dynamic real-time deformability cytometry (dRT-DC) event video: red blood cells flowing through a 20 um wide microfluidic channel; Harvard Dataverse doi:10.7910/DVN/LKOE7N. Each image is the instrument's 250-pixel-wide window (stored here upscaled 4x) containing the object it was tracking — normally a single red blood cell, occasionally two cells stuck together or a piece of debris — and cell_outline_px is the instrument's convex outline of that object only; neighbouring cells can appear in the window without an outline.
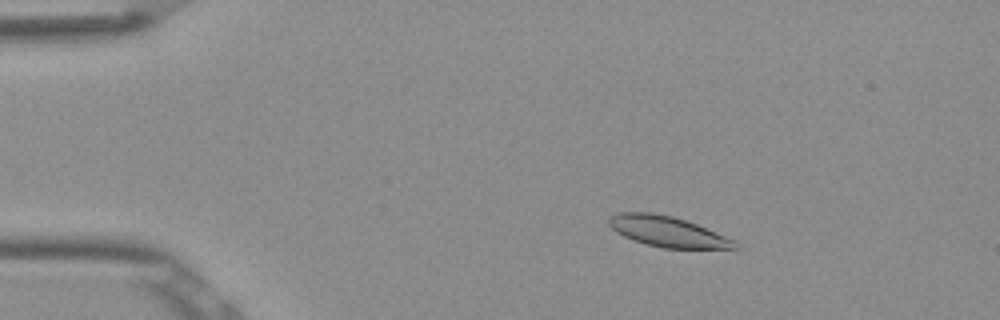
{"species": "Egyptian fruit bat (a non-hibernating species)", "species_latin": "Rousettus aegyptiacus", "temperature_condition": "room temperature", "stored_images_in_passage": 54, "camera_frame_rate_fps": 3000, "um_per_image_px": 0.085, "frame": {"image": 1, "passage_image": 10, "time_ms": 3.0, "image_size_px": [1000, 320], "cell_outline_px": [[740, 248], [664, 248], [648, 244], [624, 236], [616, 232], [608, 224], [608, 216], [616, 212], [652, 212], [672, 216], [696, 224], [736, 240]], "centroid_in_image_um": [56.72, 19.66], "position_along_channel_um": 28.3, "area_um2": 22.25}}
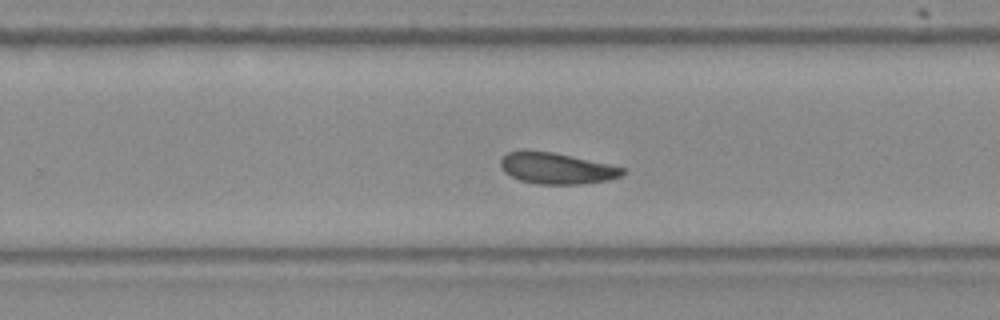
{"frame": {"image": 2, "passage_image": 35, "time_ms": 11.333, "image_size_px": [1000, 320], "cell_outline_px": [[628, 172], [620, 176], [608, 180], [580, 184], [536, 184], [520, 180], [504, 172], [500, 164], [500, 160], [508, 152], [524, 148], [552, 152], [608, 164], [624, 168]], "centroid_in_image_um": [47.27, 14.29], "position_along_channel_um": 282.5, "area_um2": 22.31}}
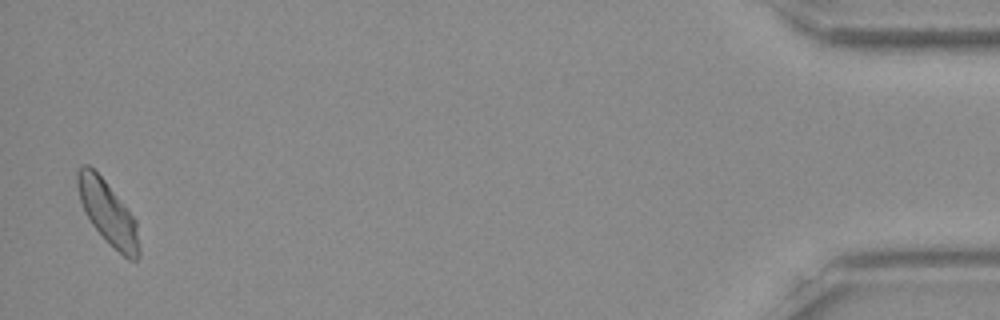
{"frame": {"image": 3, "passage_image": 53, "time_ms": 17.333, "image_size_px": [1000, 320], "cell_outline_px": [[140, 256], [136, 260], [128, 260], [92, 224], [84, 212], [80, 200], [76, 184], [76, 172], [80, 164], [88, 164], [104, 180], [136, 220], [140, 252]], "centroid_in_image_um": [9.14, 18.04], "position_along_channel_um": 426.1, "area_um2": 22.25}, "authors_computed_cell_mechanics": {"area_um2": 22.831, "velocity_mm_per_s": 3.8335, "shape_relaxation_time_tau1_ms": 4.6574, "shape_relaxation_time_tau2_ms": 3.6488, "deformation_change_tau1": 0.1106, "deformation_change_tau2": 0.1056}}